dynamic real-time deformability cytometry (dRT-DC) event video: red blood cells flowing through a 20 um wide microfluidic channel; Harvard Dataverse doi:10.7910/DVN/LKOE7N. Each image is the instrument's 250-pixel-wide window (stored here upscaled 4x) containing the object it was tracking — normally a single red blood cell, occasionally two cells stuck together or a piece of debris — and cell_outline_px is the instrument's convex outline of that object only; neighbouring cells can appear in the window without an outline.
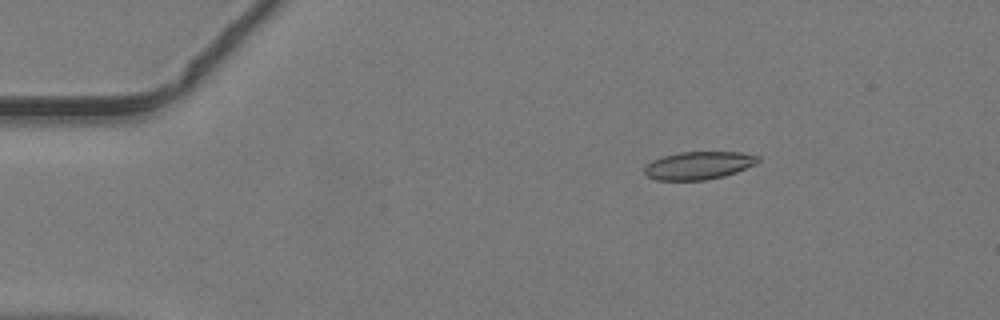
{"species": "common noctule bat (a hibernating species)", "species_latin": "Nyctalus noctula", "temperature_condition": "warm", "stored_images_in_passage": 32, "camera_frame_rate_fps": 3000, "um_per_image_px": 0.085, "animal": {"sex": "male", "body_mass_g": 19.2, "forearm_length_mm": 51.8}, "frame": {"image": 1, "passage_image": 1, "time_ms": 0.0, "image_size_px": [1000, 320], "cell_outline_px": [[760, 160], [756, 164], [736, 172], [724, 176], [704, 180], [656, 180], [648, 176], [644, 172], [644, 168], [652, 160], [660, 156], [680, 152], [740, 152], [760, 156]], "centroid_in_image_um": [59.39, 14.05], "position_along_channel_um": 25.6, "area_um2": 18.5}}
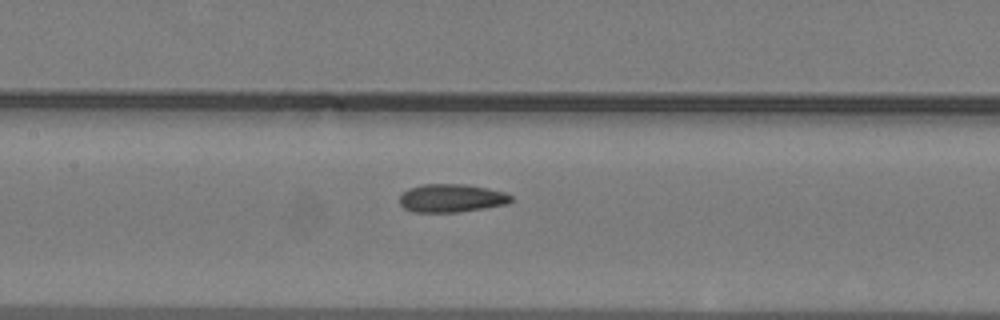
{"frame": {"image": 2, "passage_image": 16, "time_ms": 5.0, "image_size_px": [1000, 320], "cell_outline_px": [[512, 200], [508, 204], [460, 212], [416, 212], [404, 208], [400, 204], [400, 196], [408, 188], [424, 184], [464, 184], [488, 188], [504, 192], [512, 196]], "centroid_in_image_um": [38.39, 16.84], "position_along_channel_um": 169.0, "area_um2": 18.32}}
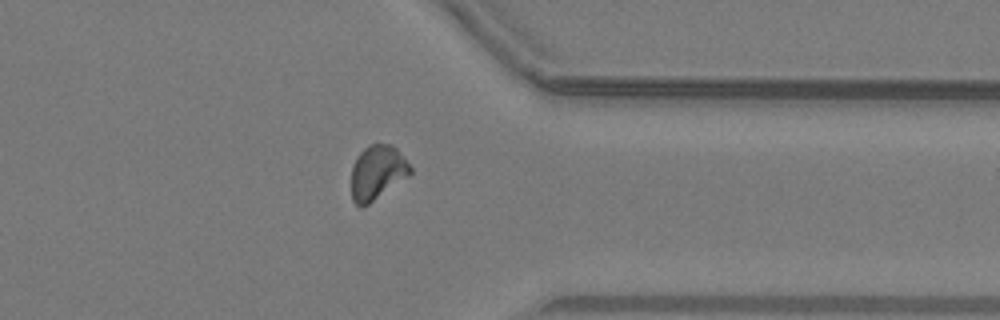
{"frame": {"image": 3, "passage_image": 31, "time_ms": 10.0, "image_size_px": [1000, 320], "cell_outline_px": [[412, 172], [408, 176], [364, 208], [360, 208], [352, 200], [352, 168], [356, 156], [368, 144], [392, 144], [396, 148], [412, 168]], "centroid_in_image_um": [32.05, 14.67], "position_along_channel_um": 379.3, "area_um2": 18.73}}